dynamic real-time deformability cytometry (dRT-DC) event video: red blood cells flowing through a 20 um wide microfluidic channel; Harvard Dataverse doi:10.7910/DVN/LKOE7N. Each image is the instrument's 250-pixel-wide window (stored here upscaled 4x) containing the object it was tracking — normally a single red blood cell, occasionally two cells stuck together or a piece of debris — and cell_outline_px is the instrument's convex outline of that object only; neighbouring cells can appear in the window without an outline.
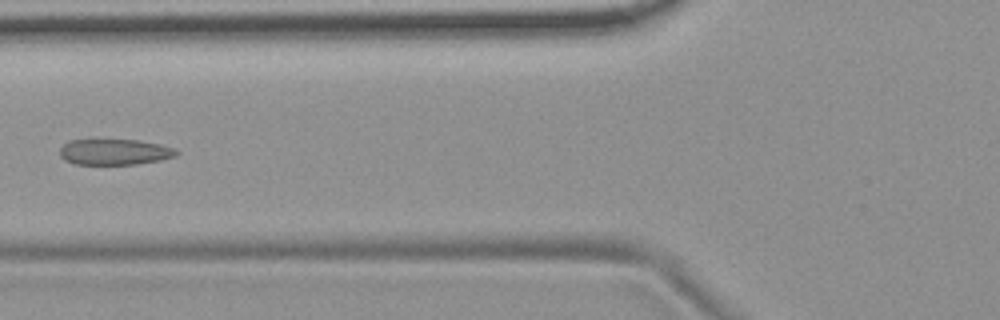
{"species": "common noctule bat (a hibernating species)", "species_latin": "Nyctalus noctula", "temperature_condition": "room temperature", "stored_images_in_passage": 6, "camera_frame_rate_fps": 3000, "um_per_image_px": 0.085, "animal": {"sex": "female", "body_mass_g": 19.9}, "frame": {"image": 1, "passage_image": 6, "time_ms": 5.667, "image_size_px": [1000, 320], "cell_outline_px": [[180, 152], [176, 156], [160, 160], [136, 164], [76, 164], [64, 160], [60, 156], [60, 148], [68, 140], [136, 140], [160, 144], [172, 148]], "centroid_in_image_um": [9.73, 12.92], "position_along_channel_um": 116.1, "area_um2": 17.46}}